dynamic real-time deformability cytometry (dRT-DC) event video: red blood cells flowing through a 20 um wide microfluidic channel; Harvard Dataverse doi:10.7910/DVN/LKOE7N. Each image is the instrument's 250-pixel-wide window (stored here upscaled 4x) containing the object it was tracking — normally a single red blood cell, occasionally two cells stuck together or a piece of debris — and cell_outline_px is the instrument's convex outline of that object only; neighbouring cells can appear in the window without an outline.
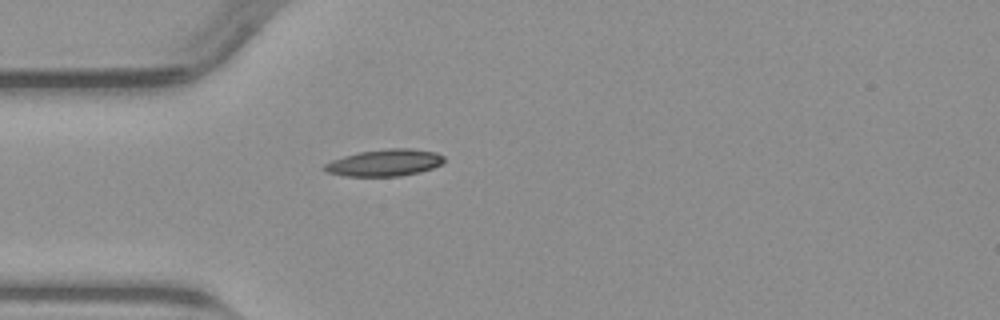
{"species": "common noctule bat (a hibernating species)", "species_latin": "Nyctalus noctula", "temperature_condition": "warm", "stored_images_in_passage": 33, "camera_frame_rate_fps": 3000, "um_per_image_px": 0.085, "animal": {"sex": "male", "body_mass_g": 23.1, "forearm_length_mm": 52.7}, "frame": {"image": 1, "passage_image": 1, "time_ms": 0.0, "image_size_px": [1000, 320], "cell_outline_px": [[444, 164], [420, 172], [400, 176], [344, 176], [328, 172], [324, 168], [324, 164], [332, 160], [344, 156], [360, 152], [388, 148], [412, 148], [436, 152], [444, 156]], "centroid_in_image_um": [32.75, 13.83], "position_along_channel_um": 52.3, "area_um2": 18.73}}
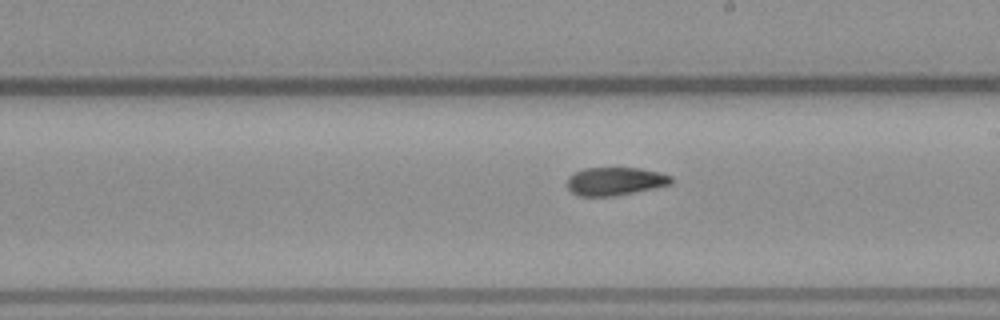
{"frame": {"image": 2, "passage_image": 15, "time_ms": 4.667, "image_size_px": [1000, 320], "cell_outline_px": [[672, 184], [636, 192], [616, 196], [580, 196], [572, 192], [568, 188], [568, 176], [584, 168], [640, 168], [660, 172], [672, 176]], "centroid_in_image_um": [52.31, 15.41], "position_along_channel_um": 236.7, "area_um2": 17.11}}
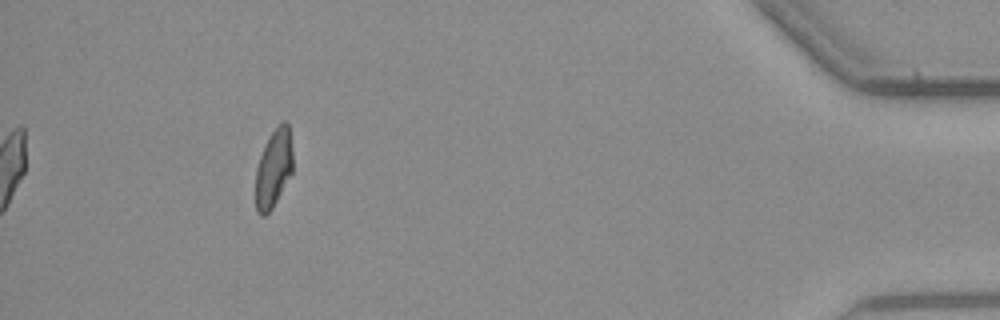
{"frame": {"image": 3, "passage_image": 33, "time_ms": 10.667, "image_size_px": [1000, 320], "cell_outline_px": [[292, 172], [272, 208], [264, 216], [260, 216], [256, 212], [256, 168], [260, 156], [272, 132], [284, 120], [288, 124], [292, 152]], "centroid_in_image_um": [23.24, 14.35], "position_along_channel_um": 412.0, "area_um2": 16.53}}